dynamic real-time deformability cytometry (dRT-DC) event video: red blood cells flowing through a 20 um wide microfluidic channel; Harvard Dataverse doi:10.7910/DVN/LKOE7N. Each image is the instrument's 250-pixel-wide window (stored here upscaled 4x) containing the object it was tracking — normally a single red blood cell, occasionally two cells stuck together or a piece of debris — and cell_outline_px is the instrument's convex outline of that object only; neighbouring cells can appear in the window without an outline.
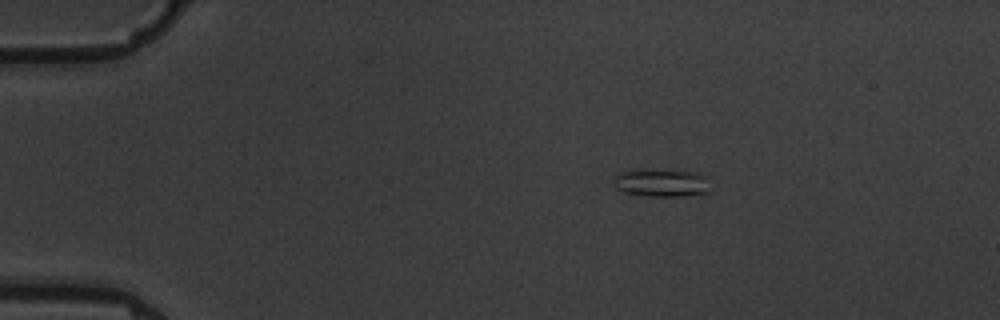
{"species": "common noctule bat (a hibernating species)", "species_latin": "Nyctalus noctula", "temperature_condition": "warm", "stored_images_in_passage": 5, "camera_frame_rate_fps": 3000, "um_per_image_px": 0.085, "animal": {"sex": "male", "body_mass_g": 19.5, "forearm_length_mm": 54.6}, "frame": {"image": 1, "passage_image": 5, "time_ms": 4.667, "image_size_px": [1000, 320], "cell_outline_px": [[708, 192], [684, 196], [648, 196], [624, 192], [616, 188], [612, 184], [612, 176], [620, 172], [648, 168], [696, 172], [708, 176]], "centroid_in_image_um": [56.18, 15.51], "position_along_channel_um": 28.8, "area_um2": 16.13}}